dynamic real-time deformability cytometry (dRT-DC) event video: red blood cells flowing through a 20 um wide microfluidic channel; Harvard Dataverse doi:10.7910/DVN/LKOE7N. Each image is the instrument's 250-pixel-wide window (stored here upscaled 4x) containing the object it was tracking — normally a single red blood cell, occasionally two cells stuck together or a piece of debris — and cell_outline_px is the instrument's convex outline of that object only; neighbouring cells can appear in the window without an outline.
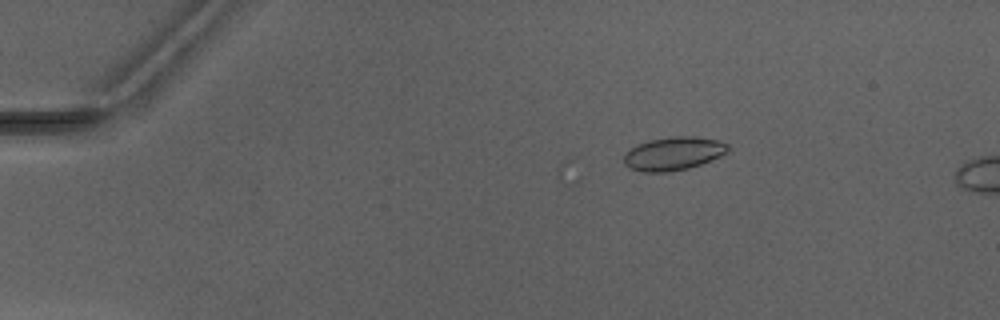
{"species": "Egyptian fruit bat (a non-hibernating species)", "species_latin": "Rousettus aegyptiacus", "temperature_condition": "warm", "stored_images_in_passage": 6, "camera_frame_rate_fps": 3000, "um_per_image_px": 0.085, "animal": {"sex": "male"}, "frame": {"image": 1, "passage_image": 3, "time_ms": 2.667, "image_size_px": [1000, 320], "cell_outline_px": [[728, 152], [720, 156], [700, 164], [688, 168], [668, 172], [640, 172], [628, 168], [624, 164], [624, 152], [636, 144], [648, 140], [676, 136], [692, 136], [720, 140], [728, 144]], "centroid_in_image_um": [57.2, 13.05], "position_along_channel_um": 27.8, "area_um2": 20.4}}